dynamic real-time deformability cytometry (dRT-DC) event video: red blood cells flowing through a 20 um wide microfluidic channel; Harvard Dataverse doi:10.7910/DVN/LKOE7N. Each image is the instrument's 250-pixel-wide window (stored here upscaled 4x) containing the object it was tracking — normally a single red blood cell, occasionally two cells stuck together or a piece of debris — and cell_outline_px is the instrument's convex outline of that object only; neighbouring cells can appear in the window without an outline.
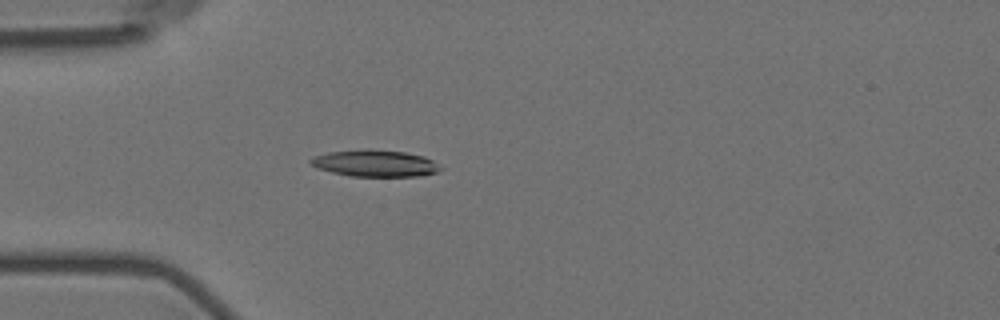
{"species": "Egyptian fruit bat (a non-hibernating species)", "species_latin": "Rousettus aegyptiacus", "temperature_condition": "room temperature", "stored_images_in_passage": 4, "camera_frame_rate_fps": 3000, "um_per_image_px": 0.085, "animal": {"sex": "female"}, "frame": {"image": 1, "passage_image": 4, "time_ms": 4.333, "image_size_px": [1000, 320], "cell_outline_px": [[444, 168], [440, 172], [420, 176], [348, 176], [316, 168], [308, 160], [316, 156], [328, 152], [364, 148], [368, 148], [404, 152], [424, 156], [432, 160]], "centroid_in_image_um": [31.91, 13.88], "position_along_channel_um": 53.1, "area_um2": 20.46}}